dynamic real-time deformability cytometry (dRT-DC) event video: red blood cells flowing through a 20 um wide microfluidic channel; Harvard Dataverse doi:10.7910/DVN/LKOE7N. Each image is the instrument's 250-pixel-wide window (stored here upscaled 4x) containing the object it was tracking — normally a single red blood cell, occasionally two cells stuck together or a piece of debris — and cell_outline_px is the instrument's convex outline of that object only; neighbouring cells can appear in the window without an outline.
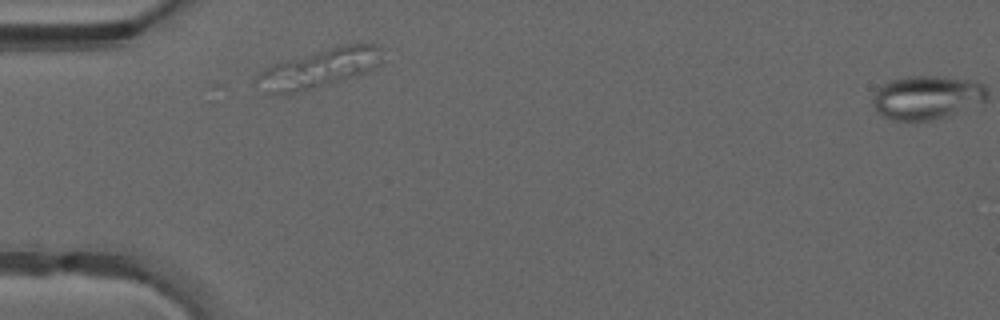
{"species": "common noctule bat (a hibernating species)", "species_latin": "Nyctalus noctula", "temperature_condition": "warm", "stored_images_in_passage": 3, "camera_frame_rate_fps": 3000, "um_per_image_px": 0.085, "animal": {"sex": "male", "forearm_length_mm": 52.5}, "frame": {"image": 1, "passage_image": 2, "time_ms": 0.333, "image_size_px": [1000, 320], "cell_outline_px": [[384, 48], [380, 64], [364, 72], [340, 80], [288, 96], [280, 96], [268, 92], [256, 80], [256, 76], [264, 68], [288, 60], [344, 44], [372, 40], [380, 44]], "centroid_in_image_um": [27.24, 5.78], "position_along_channel_um": 57.8, "area_um2": 28.32}}